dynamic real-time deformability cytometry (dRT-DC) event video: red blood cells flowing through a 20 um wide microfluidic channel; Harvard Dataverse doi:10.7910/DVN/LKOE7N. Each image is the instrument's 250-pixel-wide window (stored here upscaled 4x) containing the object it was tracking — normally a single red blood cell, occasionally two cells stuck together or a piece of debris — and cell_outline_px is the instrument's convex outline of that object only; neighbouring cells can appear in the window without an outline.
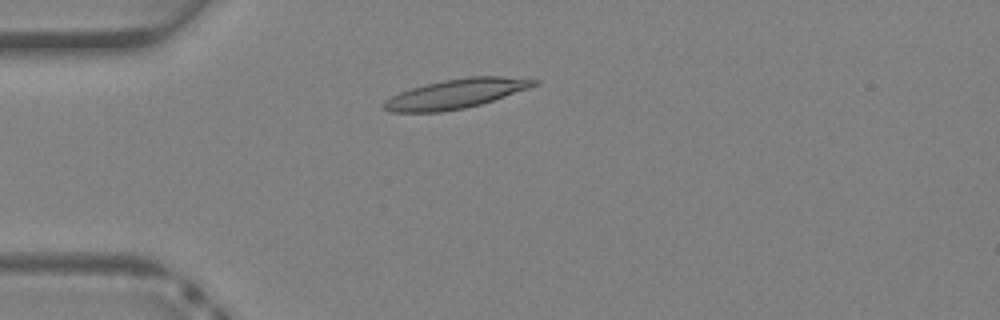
{"species": "Egyptian fruit bat (a non-hibernating species)", "species_latin": "Rousettus aegyptiacus", "temperature_condition": "warm", "stored_images_in_passage": 29, "camera_frame_rate_fps": 3000, "um_per_image_px": 0.085, "animal": {"sex": "female"}, "frame": {"image": 1, "passage_image": 1, "time_ms": 0.0, "image_size_px": [1000, 320], "cell_outline_px": [[540, 84], [480, 104], [464, 108], [440, 112], [392, 112], [384, 108], [380, 104], [384, 100], [400, 92], [412, 88], [444, 80], [468, 76], [500, 76], [540, 80]], "centroid_in_image_um": [38.74, 7.96], "position_along_channel_um": 46.3, "area_um2": 25.43}}
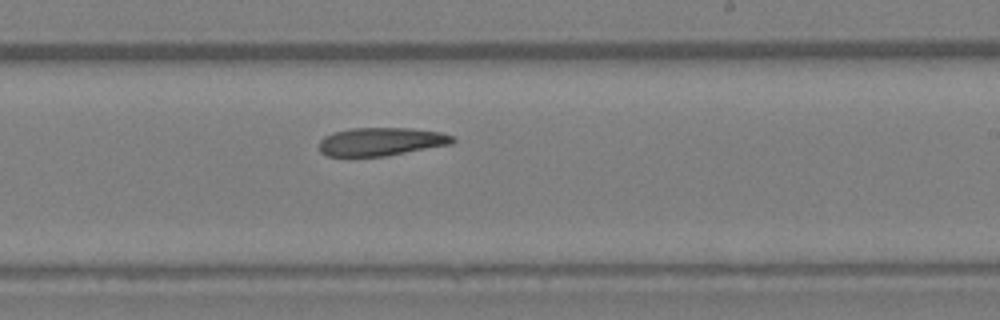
{"frame": {"image": 2, "passage_image": 14, "time_ms": 4.333, "image_size_px": [1000, 320], "cell_outline_px": [[456, 140], [452, 144], [384, 156], [348, 160], [328, 156], [320, 152], [320, 140], [324, 136], [332, 132], [352, 128], [412, 128], [444, 132], [452, 136]], "centroid_in_image_um": [32.33, 12.07], "position_along_channel_um": 256.7, "area_um2": 22.83}}
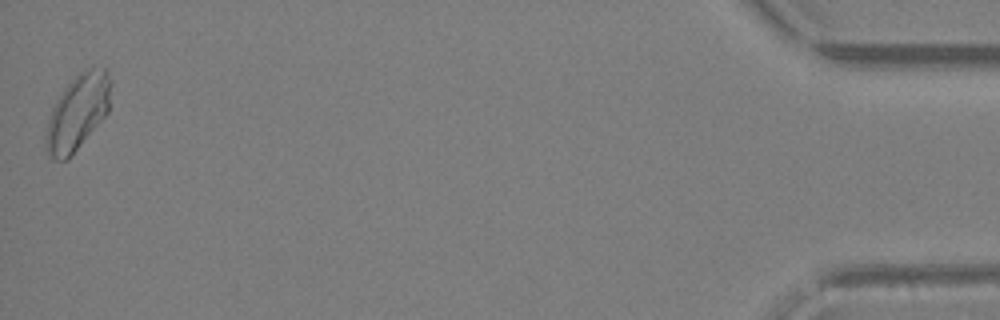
{"frame": {"image": 3, "passage_image": 29, "time_ms": 9.333, "image_size_px": [1000, 320], "cell_outline_px": [[112, 80], [108, 112], [68, 160], [56, 160], [48, 156], [44, 144], [44, 136], [48, 120], [52, 108], [56, 100], [64, 88], [84, 68], [92, 64], [104, 68], [108, 72]], "centroid_in_image_um": [6.6, 9.52], "position_along_channel_um": 428.6, "area_um2": 28.96}}